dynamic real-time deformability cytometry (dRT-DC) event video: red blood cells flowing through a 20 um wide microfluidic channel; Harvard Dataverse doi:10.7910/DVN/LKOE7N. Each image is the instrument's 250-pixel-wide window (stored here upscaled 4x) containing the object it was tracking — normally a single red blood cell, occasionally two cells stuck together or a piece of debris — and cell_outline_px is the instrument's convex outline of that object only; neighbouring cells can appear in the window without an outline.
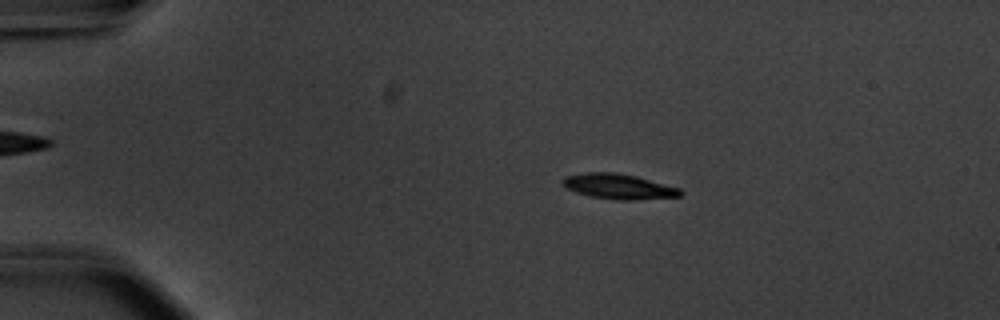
{"species": "common noctule bat (a hibernating species)", "species_latin": "Nyctalus noctula", "temperature_condition": "warm", "stored_images_in_passage": 55, "camera_frame_rate_fps": 3000, "um_per_image_px": 0.085, "animal": {"sex": "male", "body_mass_g": 20.1, "forearm_length_mm": 53.5}, "frame": {"image": 1, "passage_image": 11, "time_ms": 3.333, "image_size_px": [1000, 320], "cell_outline_px": [[684, 192], [680, 196], [632, 200], [620, 200], [592, 196], [576, 192], [560, 184], [560, 180], [564, 176], [584, 172], [616, 172], [636, 176], [680, 188]], "centroid_in_image_um": [52.55, 15.83], "position_along_channel_um": 32.4, "area_um2": 17.28}}
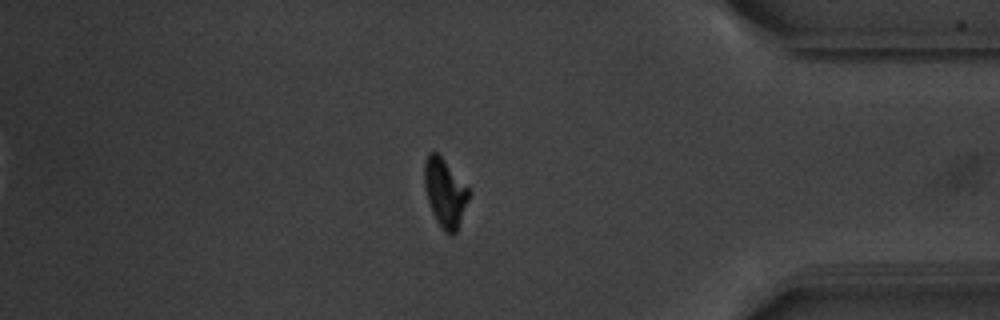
{"frame": {"image": 2, "passage_image": 47, "time_ms": 15.333, "image_size_px": [1000, 320], "cell_outline_px": [[472, 192], [456, 232], [452, 236], [448, 236], [444, 232], [436, 220], [432, 212], [428, 200], [424, 184], [424, 164], [428, 152], [436, 152], [444, 160]], "centroid_in_image_um": [37.83, 16.42], "position_along_channel_um": 397.4, "area_um2": 17.69}}
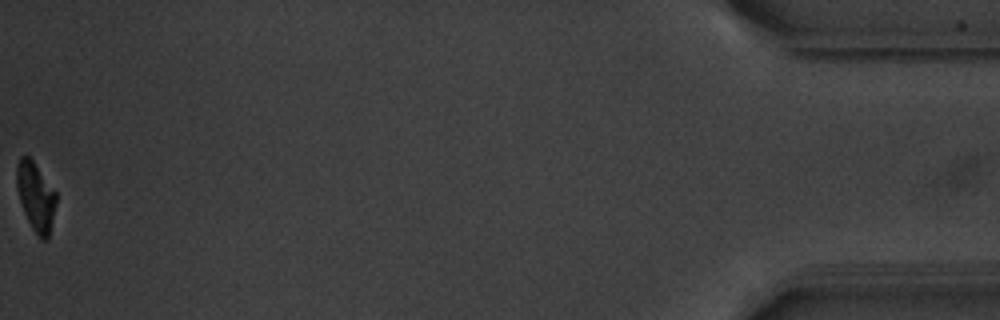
{"frame": {"image": 3, "passage_image": 55, "time_ms": 18.0, "image_size_px": [1000, 320], "cell_outline_px": [[56, 204], [48, 240], [40, 240], [32, 228], [24, 212], [16, 188], [16, 168], [20, 156], [28, 156], [32, 160], [56, 192]], "centroid_in_image_um": [3.03, 16.73], "position_along_channel_um": 432.2, "area_um2": 15.72}, "authors_computed_cell_mechanics": {"area_um2": 17.1666, "velocity_mm_per_s": 3.7426, "shape_relaxation_time_tau1_ms": 2.074, "shape_relaxation_time_tau2_ms": 5.1258, "deformation_change_tau1": 0.1594, "deformation_change_tau2": 0.1088}}